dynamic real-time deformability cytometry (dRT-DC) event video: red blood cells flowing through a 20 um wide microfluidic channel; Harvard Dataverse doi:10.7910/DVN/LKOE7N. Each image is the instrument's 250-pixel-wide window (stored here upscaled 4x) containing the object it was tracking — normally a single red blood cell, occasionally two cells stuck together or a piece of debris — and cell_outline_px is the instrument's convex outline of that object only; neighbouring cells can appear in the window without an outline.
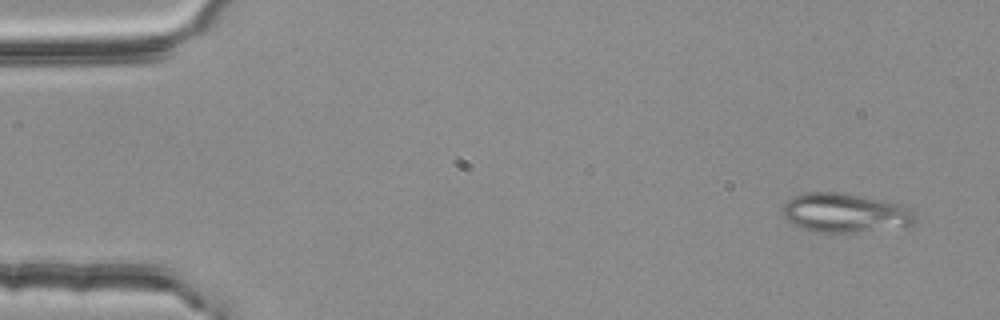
{"species": "common noctule bat (a hibernating species)", "species_latin": "Nyctalus noctula", "temperature_condition": "room temperature", "stored_images_in_passage": 4, "camera_frame_rate_fps": 3000, "um_per_image_px": 0.085, "animal": {"sex": "female", "body_mass_g": 25.1}, "frame": {"image": 1, "passage_image": 1, "time_ms": 0.0, "image_size_px": [1000, 320], "cell_outline_px": [[916, 220], [912, 224], [904, 228], [856, 232], [812, 232], [792, 224], [784, 216], [784, 204], [792, 196], [804, 192], [844, 192], [900, 204], [908, 208], [912, 212]], "centroid_in_image_um": [71.83, 18.1], "position_along_channel_um": 13.2, "area_um2": 30.46}}
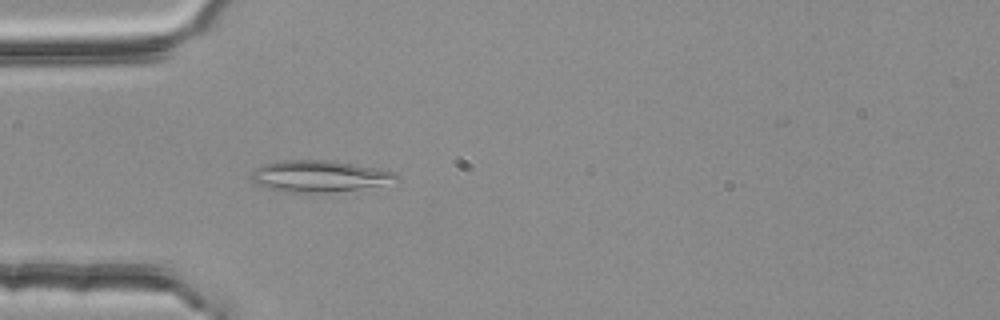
{"frame": {"image": 2, "passage_image": 4, "time_ms": 1.0, "image_size_px": [1000, 320], "cell_outline_px": [[400, 180], [356, 188], [308, 192], [284, 192], [268, 188], [256, 184], [252, 180], [252, 172], [256, 168], [264, 164], [280, 160], [332, 160], [392, 172]], "centroid_in_image_um": [27.0, 14.95], "position_along_channel_um": 58.0, "area_um2": 25.55}}